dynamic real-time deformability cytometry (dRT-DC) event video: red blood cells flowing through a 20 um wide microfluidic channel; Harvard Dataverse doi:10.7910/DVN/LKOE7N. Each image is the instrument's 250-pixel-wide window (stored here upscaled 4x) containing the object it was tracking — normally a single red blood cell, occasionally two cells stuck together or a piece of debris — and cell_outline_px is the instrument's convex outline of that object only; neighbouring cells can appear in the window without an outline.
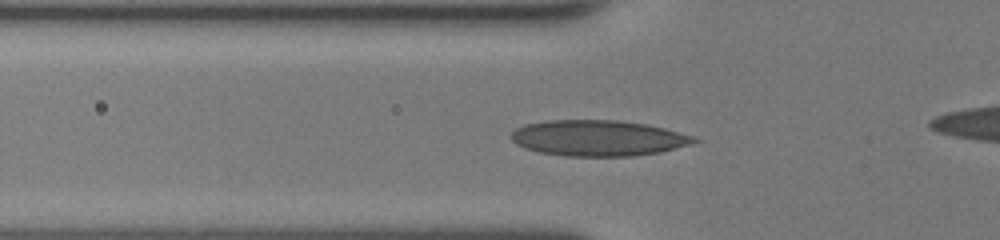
{"species": "human", "species_latin": "Homo sapiens", "temperature_condition": "room temperature", "stored_images_in_passage": 31, "camera_frame_rate_fps": 3000, "um_per_image_px": 0.085, "donor": {"sex": "female"}, "frame": {"image": 1, "passage_image": 3, "time_ms": 0.667, "image_size_px": [1000, 240], "cell_outline_px": [[700, 140], [692, 144], [660, 152], [632, 156], [568, 156], [540, 152], [524, 148], [516, 144], [512, 140], [512, 132], [516, 128], [524, 124], [544, 120], [616, 120], [648, 124], [664, 128], [692, 136]], "centroid_in_image_um": [50.83, 11.73], "position_along_channel_um": 75.0, "area_um2": 38.21}}
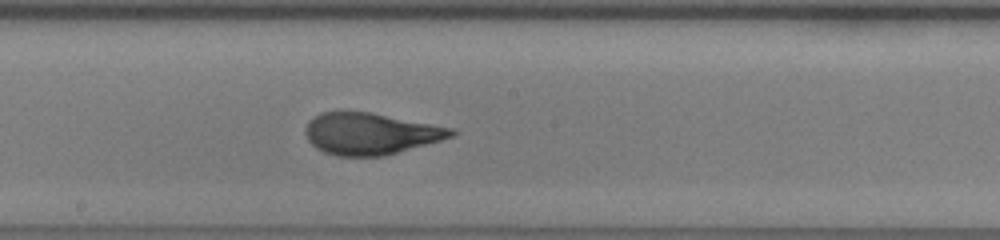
{"frame": {"image": 2, "passage_image": 13, "time_ms": 4.0, "image_size_px": [1000, 240], "cell_outline_px": [[456, 132], [452, 136], [440, 140], [384, 156], [336, 156], [324, 152], [316, 148], [308, 140], [304, 132], [308, 120], [320, 112], [368, 112], [452, 128]], "centroid_in_image_um": [31.42, 11.37], "position_along_channel_um": 216.8, "area_um2": 34.97}}
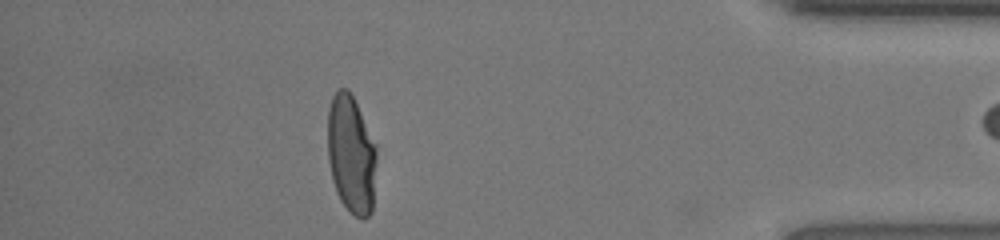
{"frame": {"image": 3, "passage_image": 29, "time_ms": 9.333, "image_size_px": [1000, 240], "cell_outline_px": [[376, 160], [372, 212], [364, 220], [356, 216], [340, 200], [336, 192], [332, 180], [328, 160], [328, 108], [332, 96], [340, 88], [348, 88], [376, 144]], "centroid_in_image_um": [29.85, 13.12], "position_along_channel_um": 405.4, "area_um2": 33.64}, "authors_computed_cell_mechanics": {"area_um2": 35.258, "velocity_mm_per_s": 4.2813, "shape_relaxation_time_tau1_ms": 4.4976, "shape_relaxation_time_tau2_ms": null, "deformation_change_tau1": 0.2243, "deformation_change_tau2": null}}